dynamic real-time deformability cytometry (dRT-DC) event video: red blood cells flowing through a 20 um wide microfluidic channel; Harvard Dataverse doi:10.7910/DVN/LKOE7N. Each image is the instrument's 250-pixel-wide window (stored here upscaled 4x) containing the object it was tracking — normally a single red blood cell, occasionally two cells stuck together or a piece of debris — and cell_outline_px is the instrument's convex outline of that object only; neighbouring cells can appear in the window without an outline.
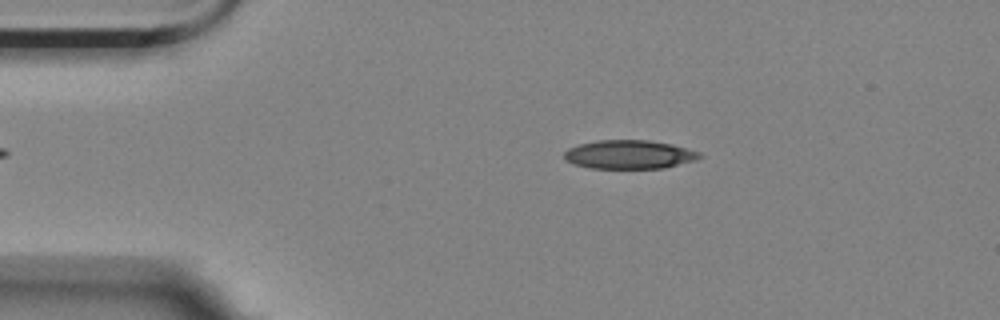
{"species": "Egyptian fruit bat (a non-hibernating species)", "species_latin": "Rousettus aegyptiacus", "temperature_condition": "room temperature", "stored_images_in_passage": 8, "camera_frame_rate_fps": 3000, "um_per_image_px": 0.085, "animal": {"sex": "female"}, "frame": {"image": 1, "passage_image": 2, "time_ms": 0.333, "image_size_px": [1000, 320], "cell_outline_px": [[704, 156], [696, 160], [664, 168], [588, 168], [564, 160], [564, 152], [568, 148], [580, 144], [596, 140], [648, 140], [672, 144], [700, 152]], "centroid_in_image_um": [53.49, 13.13], "position_along_channel_um": 31.5, "area_um2": 22.72}}
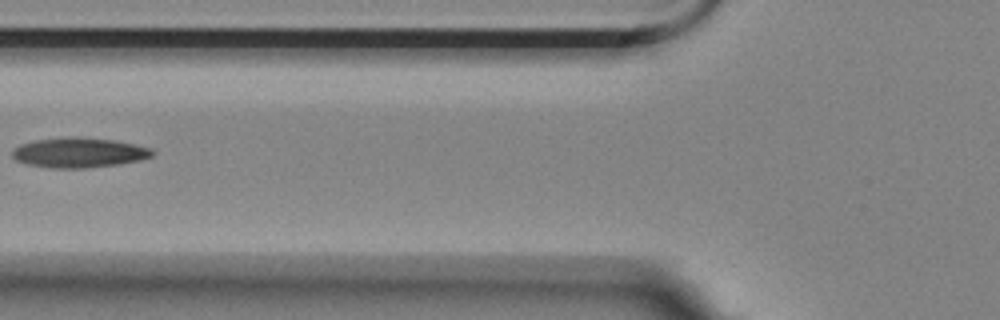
{"frame": {"image": 2, "passage_image": 5, "time_ms": 1.333, "image_size_px": [1000, 320], "cell_outline_px": [[156, 152], [152, 156], [140, 160], [116, 164], [84, 168], [52, 168], [28, 164], [16, 160], [12, 156], [12, 148], [20, 144], [32, 140], [72, 136], [112, 140], [152, 148]], "centroid_in_image_um": [6.68, 12.96], "position_along_channel_um": 119.1, "area_um2": 24.39}}
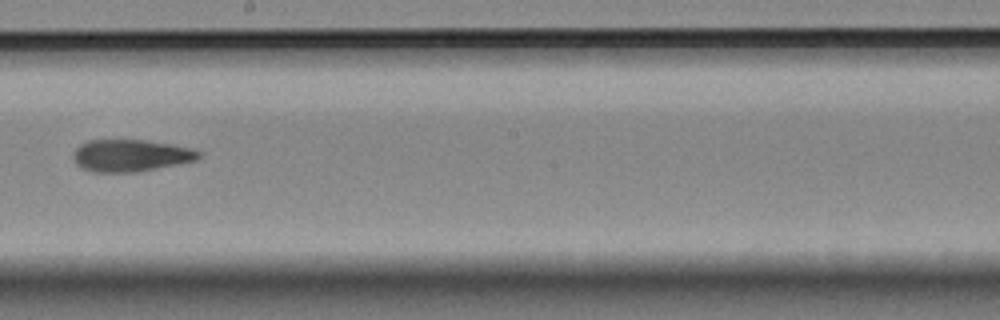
{"frame": {"image": 3, "passage_image": 8, "time_ms": 2.333, "image_size_px": [1000, 320], "cell_outline_px": [[200, 156], [196, 160], [136, 172], [92, 172], [80, 168], [76, 164], [72, 156], [72, 152], [80, 144], [88, 140], [144, 140], [172, 144], [188, 148], [200, 152]], "centroid_in_image_um": [11.03, 13.22], "position_along_channel_um": 237.2, "area_um2": 23.35}}